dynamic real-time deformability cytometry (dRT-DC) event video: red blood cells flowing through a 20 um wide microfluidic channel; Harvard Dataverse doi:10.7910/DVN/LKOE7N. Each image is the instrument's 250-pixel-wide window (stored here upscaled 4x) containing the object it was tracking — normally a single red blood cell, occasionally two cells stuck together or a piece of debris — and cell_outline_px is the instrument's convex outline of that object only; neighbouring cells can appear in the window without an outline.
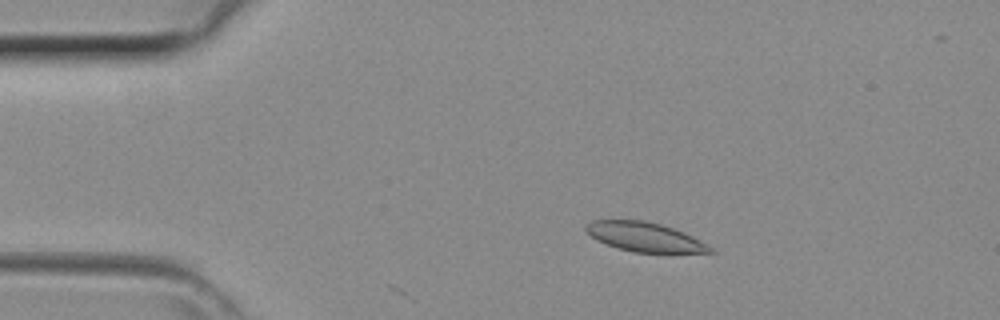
{"species": "common noctule bat (a hibernating species)", "species_latin": "Nyctalus noctula", "temperature_condition": "room temperature", "stored_images_in_passage": 10, "camera_frame_rate_fps": 3000, "um_per_image_px": 0.085, "animal": {"sex": "female", "body_mass_g": 29.2, "forearm_length_mm": 56.3}, "frame": {"image": 1, "passage_image": 8, "time_ms": 2.333, "image_size_px": [1000, 320], "cell_outline_px": [[716, 252], [632, 252], [616, 248], [596, 240], [584, 228], [592, 220], [644, 220], [660, 224], [684, 232], [700, 240], [712, 248]], "centroid_in_image_um": [54.77, 20.14], "position_along_channel_um": 30.2, "area_um2": 20.92}}